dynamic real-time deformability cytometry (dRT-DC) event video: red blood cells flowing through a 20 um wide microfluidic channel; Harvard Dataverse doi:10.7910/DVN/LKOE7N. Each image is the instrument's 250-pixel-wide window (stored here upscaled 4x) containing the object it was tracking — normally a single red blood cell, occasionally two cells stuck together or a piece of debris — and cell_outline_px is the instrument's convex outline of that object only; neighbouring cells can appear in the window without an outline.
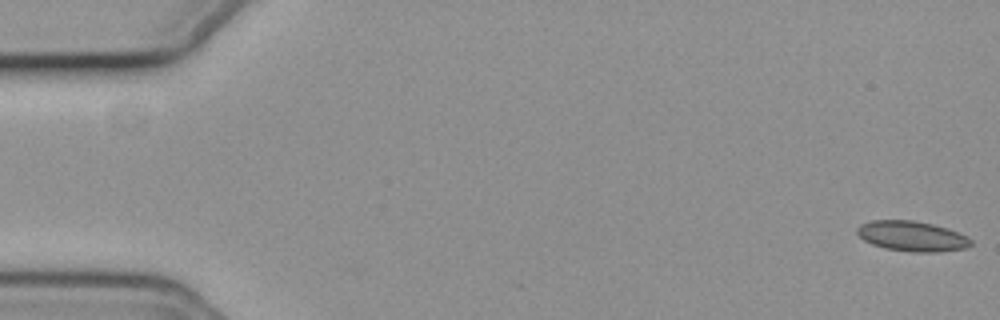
{"species": "common noctule bat (a hibernating species)", "species_latin": "Nyctalus noctula", "temperature_condition": "cold", "stored_images_in_passage": 6, "camera_frame_rate_fps": 3000, "um_per_image_px": 0.085, "animal": {"sex": "female", "body_mass_g": 19.3, "forearm_length_mm": 54.1}, "frame": {"image": 1, "passage_image": 1, "time_ms": 0.0, "image_size_px": [1000, 320], "cell_outline_px": [[972, 244], [964, 248], [936, 252], [912, 252], [884, 248], [872, 244], [864, 240], [856, 232], [856, 228], [860, 224], [872, 220], [912, 220], [932, 224], [956, 232], [972, 240]], "centroid_in_image_um": [77.46, 20.07], "position_along_channel_um": 7.5, "area_um2": 19.77}}